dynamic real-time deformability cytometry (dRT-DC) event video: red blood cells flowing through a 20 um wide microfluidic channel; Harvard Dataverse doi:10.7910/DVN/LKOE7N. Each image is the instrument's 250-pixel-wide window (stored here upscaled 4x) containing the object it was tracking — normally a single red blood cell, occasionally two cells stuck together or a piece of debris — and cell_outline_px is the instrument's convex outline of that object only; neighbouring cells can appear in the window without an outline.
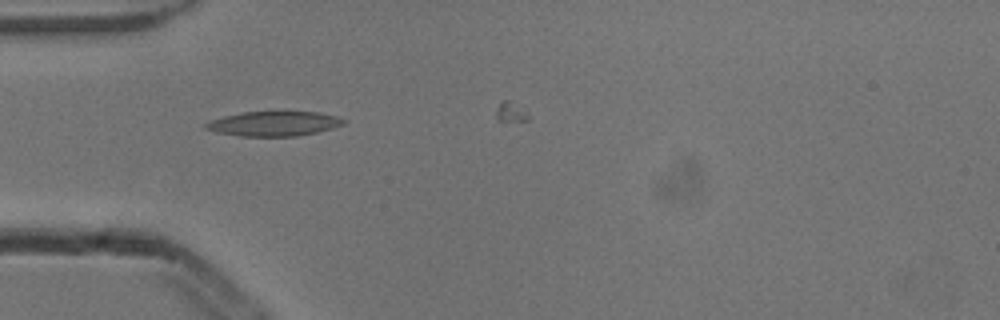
{"species": "common noctule bat (a hibernating species)", "species_latin": "Nyctalus noctula", "temperature_condition": "cold", "stored_images_in_passage": 1, "camera_frame_rate_fps": 3000, "um_per_image_px": 0.085, "animal": {"sex": "male", "body_mass_g": 13.3}, "frame": {"image": 1, "passage_image": 1, "time_ms": 0.0, "image_size_px": [1000, 320], "cell_outline_px": [[348, 120], [344, 124], [332, 128], [316, 132], [296, 136], [240, 136], [216, 132], [204, 128], [204, 124], [208, 120], [224, 116], [244, 112], [320, 112], [336, 116]], "centroid_in_image_um": [23.27, 10.51], "position_along_channel_um": 61.7, "area_um2": 19.83}}